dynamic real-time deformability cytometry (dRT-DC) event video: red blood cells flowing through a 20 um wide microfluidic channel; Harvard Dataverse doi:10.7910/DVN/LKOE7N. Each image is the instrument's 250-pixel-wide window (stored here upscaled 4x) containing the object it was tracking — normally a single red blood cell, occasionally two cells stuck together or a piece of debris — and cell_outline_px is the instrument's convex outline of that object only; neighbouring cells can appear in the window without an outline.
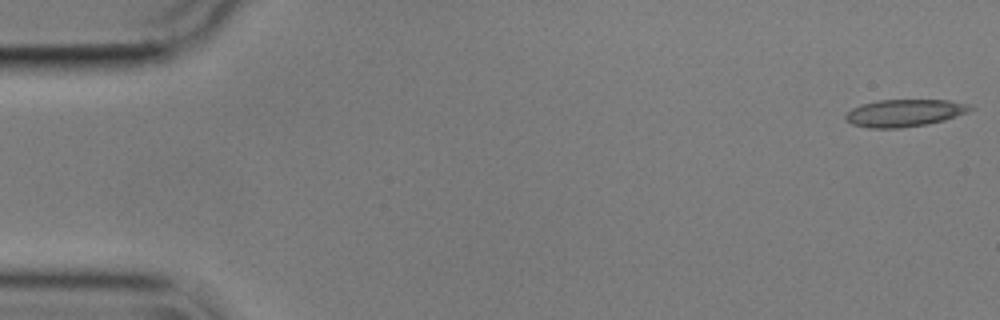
{"species": "common noctule bat (a hibernating species)", "species_latin": "Nyctalus noctula", "temperature_condition": "cold", "stored_images_in_passage": 55, "camera_frame_rate_fps": 3000, "um_per_image_px": 0.085, "animal": {"sex": "male", "body_mass_g": 17.9}, "frame": {"image": 1, "passage_image": 1, "time_ms": 0.0, "image_size_px": [1000, 320], "cell_outline_px": [[976, 108], [968, 112], [944, 120], [928, 124], [900, 128], [868, 128], [852, 124], [844, 120], [844, 116], [852, 108], [860, 104], [876, 100], [948, 100], [972, 104]], "centroid_in_image_um": [76.89, 9.6], "position_along_channel_um": 8.1, "area_um2": 20.11}}
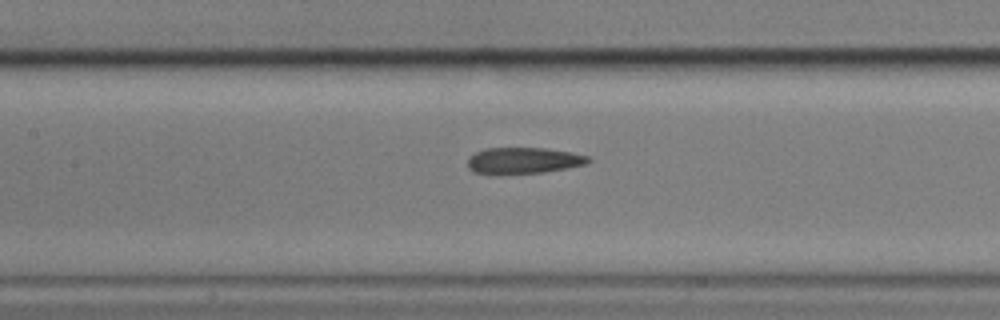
{"frame": {"image": 2, "passage_image": 25, "time_ms": 8.0, "image_size_px": [1000, 320], "cell_outline_px": [[592, 160], [584, 164], [568, 168], [544, 172], [472, 172], [468, 168], [468, 156], [484, 148], [544, 148], [572, 152], [588, 156]], "centroid_in_image_um": [44.52, 13.61], "position_along_channel_um": 162.9, "area_um2": 17.98}}
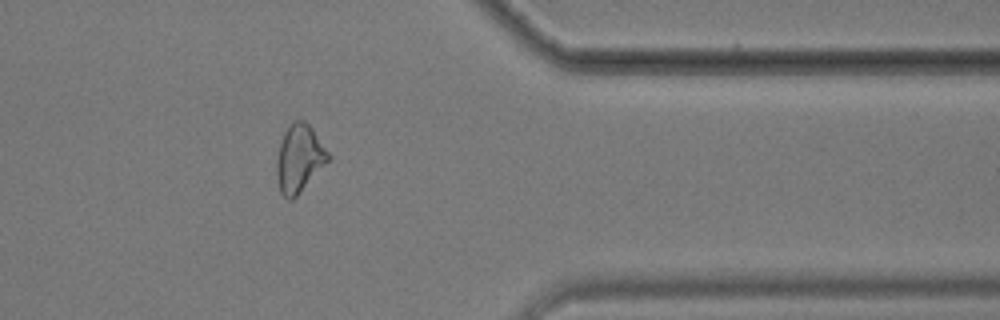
{"frame": {"image": 3, "passage_image": 45, "time_ms": 14.667, "image_size_px": [1000, 320], "cell_outline_px": [[332, 156], [300, 192], [292, 200], [288, 200], [280, 192], [276, 176], [276, 164], [280, 140], [288, 124], [292, 120], [304, 120], [312, 128]], "centroid_in_image_um": [25.42, 13.44], "position_along_channel_um": 386.0, "area_um2": 20.35}, "authors_computed_cell_mechanics": {"area_um2": 19.5942, "velocity_mm_per_s": 3.58, "shape_relaxation_time_tau1_ms": 9.4012, "shape_relaxation_time_tau2_ms": 2.1141, "deformation_change_tau1": 0.2144, "deformation_change_tau2": 0.0984}}